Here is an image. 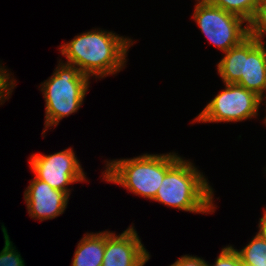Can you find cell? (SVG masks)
Wrapping results in <instances>:
<instances>
[{
  "label": "cell",
  "mask_w": 266,
  "mask_h": 266,
  "mask_svg": "<svg viewBox=\"0 0 266 266\" xmlns=\"http://www.w3.org/2000/svg\"><path fill=\"white\" fill-rule=\"evenodd\" d=\"M212 5L243 18L248 23L261 0H208Z\"/></svg>",
  "instance_id": "cell-13"
},
{
  "label": "cell",
  "mask_w": 266,
  "mask_h": 266,
  "mask_svg": "<svg viewBox=\"0 0 266 266\" xmlns=\"http://www.w3.org/2000/svg\"><path fill=\"white\" fill-rule=\"evenodd\" d=\"M239 253L243 265H266V241L258 234Z\"/></svg>",
  "instance_id": "cell-14"
},
{
  "label": "cell",
  "mask_w": 266,
  "mask_h": 266,
  "mask_svg": "<svg viewBox=\"0 0 266 266\" xmlns=\"http://www.w3.org/2000/svg\"><path fill=\"white\" fill-rule=\"evenodd\" d=\"M69 195L53 189L49 184L36 177L24 192V200L29 216L41 221L54 219L64 213Z\"/></svg>",
  "instance_id": "cell-9"
},
{
  "label": "cell",
  "mask_w": 266,
  "mask_h": 266,
  "mask_svg": "<svg viewBox=\"0 0 266 266\" xmlns=\"http://www.w3.org/2000/svg\"><path fill=\"white\" fill-rule=\"evenodd\" d=\"M105 250V231L87 233L79 241L72 266H101Z\"/></svg>",
  "instance_id": "cell-11"
},
{
  "label": "cell",
  "mask_w": 266,
  "mask_h": 266,
  "mask_svg": "<svg viewBox=\"0 0 266 266\" xmlns=\"http://www.w3.org/2000/svg\"><path fill=\"white\" fill-rule=\"evenodd\" d=\"M208 266H244L239 253L233 246H226L222 248L221 253L217 257L215 264Z\"/></svg>",
  "instance_id": "cell-17"
},
{
  "label": "cell",
  "mask_w": 266,
  "mask_h": 266,
  "mask_svg": "<svg viewBox=\"0 0 266 266\" xmlns=\"http://www.w3.org/2000/svg\"><path fill=\"white\" fill-rule=\"evenodd\" d=\"M179 158V155L172 152L110 160L102 173L103 180L121 185L133 194L154 200L167 170Z\"/></svg>",
  "instance_id": "cell-3"
},
{
  "label": "cell",
  "mask_w": 266,
  "mask_h": 266,
  "mask_svg": "<svg viewBox=\"0 0 266 266\" xmlns=\"http://www.w3.org/2000/svg\"><path fill=\"white\" fill-rule=\"evenodd\" d=\"M244 266H266V265H244Z\"/></svg>",
  "instance_id": "cell-22"
},
{
  "label": "cell",
  "mask_w": 266,
  "mask_h": 266,
  "mask_svg": "<svg viewBox=\"0 0 266 266\" xmlns=\"http://www.w3.org/2000/svg\"><path fill=\"white\" fill-rule=\"evenodd\" d=\"M265 96V99L264 100H266V95H263V97ZM265 103H266V101H265ZM266 105V104H265ZM264 123H265V125H266V116H265V119H264Z\"/></svg>",
  "instance_id": "cell-21"
},
{
  "label": "cell",
  "mask_w": 266,
  "mask_h": 266,
  "mask_svg": "<svg viewBox=\"0 0 266 266\" xmlns=\"http://www.w3.org/2000/svg\"><path fill=\"white\" fill-rule=\"evenodd\" d=\"M131 45L133 41L129 38L95 29L77 35L59 49L66 63L74 65L82 74L104 78L117 74L125 66Z\"/></svg>",
  "instance_id": "cell-1"
},
{
  "label": "cell",
  "mask_w": 266,
  "mask_h": 266,
  "mask_svg": "<svg viewBox=\"0 0 266 266\" xmlns=\"http://www.w3.org/2000/svg\"><path fill=\"white\" fill-rule=\"evenodd\" d=\"M170 266H208L204 259L196 256L184 255L177 259Z\"/></svg>",
  "instance_id": "cell-19"
},
{
  "label": "cell",
  "mask_w": 266,
  "mask_h": 266,
  "mask_svg": "<svg viewBox=\"0 0 266 266\" xmlns=\"http://www.w3.org/2000/svg\"><path fill=\"white\" fill-rule=\"evenodd\" d=\"M30 168L35 177L70 196L68 185L85 180L84 171L72 148L51 155L32 154Z\"/></svg>",
  "instance_id": "cell-7"
},
{
  "label": "cell",
  "mask_w": 266,
  "mask_h": 266,
  "mask_svg": "<svg viewBox=\"0 0 266 266\" xmlns=\"http://www.w3.org/2000/svg\"><path fill=\"white\" fill-rule=\"evenodd\" d=\"M213 192L203 173L180 157L167 170L154 201L187 212L208 214L215 210Z\"/></svg>",
  "instance_id": "cell-2"
},
{
  "label": "cell",
  "mask_w": 266,
  "mask_h": 266,
  "mask_svg": "<svg viewBox=\"0 0 266 266\" xmlns=\"http://www.w3.org/2000/svg\"><path fill=\"white\" fill-rule=\"evenodd\" d=\"M237 84L256 93L263 102V94L266 92L265 41L249 36L243 40L242 77Z\"/></svg>",
  "instance_id": "cell-10"
},
{
  "label": "cell",
  "mask_w": 266,
  "mask_h": 266,
  "mask_svg": "<svg viewBox=\"0 0 266 266\" xmlns=\"http://www.w3.org/2000/svg\"><path fill=\"white\" fill-rule=\"evenodd\" d=\"M248 24V36L263 42L266 34V0H261Z\"/></svg>",
  "instance_id": "cell-15"
},
{
  "label": "cell",
  "mask_w": 266,
  "mask_h": 266,
  "mask_svg": "<svg viewBox=\"0 0 266 266\" xmlns=\"http://www.w3.org/2000/svg\"><path fill=\"white\" fill-rule=\"evenodd\" d=\"M243 41L225 52L217 64V71L224 84H236L242 77Z\"/></svg>",
  "instance_id": "cell-12"
},
{
  "label": "cell",
  "mask_w": 266,
  "mask_h": 266,
  "mask_svg": "<svg viewBox=\"0 0 266 266\" xmlns=\"http://www.w3.org/2000/svg\"><path fill=\"white\" fill-rule=\"evenodd\" d=\"M89 77L74 65L59 61L55 72L41 83L45 98V134L47 128L57 126L61 119L68 117L83 105L89 88Z\"/></svg>",
  "instance_id": "cell-4"
},
{
  "label": "cell",
  "mask_w": 266,
  "mask_h": 266,
  "mask_svg": "<svg viewBox=\"0 0 266 266\" xmlns=\"http://www.w3.org/2000/svg\"><path fill=\"white\" fill-rule=\"evenodd\" d=\"M193 122H242L258 116L262 98L239 84H225Z\"/></svg>",
  "instance_id": "cell-6"
},
{
  "label": "cell",
  "mask_w": 266,
  "mask_h": 266,
  "mask_svg": "<svg viewBox=\"0 0 266 266\" xmlns=\"http://www.w3.org/2000/svg\"><path fill=\"white\" fill-rule=\"evenodd\" d=\"M198 1L193 18L202 34L222 52L239 45L248 37V24L243 18L212 5L208 0Z\"/></svg>",
  "instance_id": "cell-5"
},
{
  "label": "cell",
  "mask_w": 266,
  "mask_h": 266,
  "mask_svg": "<svg viewBox=\"0 0 266 266\" xmlns=\"http://www.w3.org/2000/svg\"><path fill=\"white\" fill-rule=\"evenodd\" d=\"M2 227V232L5 240V245L0 252V266H25L24 260L21 255L15 250V246L10 240L7 229L4 225Z\"/></svg>",
  "instance_id": "cell-16"
},
{
  "label": "cell",
  "mask_w": 266,
  "mask_h": 266,
  "mask_svg": "<svg viewBox=\"0 0 266 266\" xmlns=\"http://www.w3.org/2000/svg\"><path fill=\"white\" fill-rule=\"evenodd\" d=\"M15 80L12 78L10 80V73L3 66H0V103L2 104L5 100L9 99L8 96L11 95L12 89L15 87Z\"/></svg>",
  "instance_id": "cell-18"
},
{
  "label": "cell",
  "mask_w": 266,
  "mask_h": 266,
  "mask_svg": "<svg viewBox=\"0 0 266 266\" xmlns=\"http://www.w3.org/2000/svg\"><path fill=\"white\" fill-rule=\"evenodd\" d=\"M150 254L133 226L118 236L105 231V250L101 266H144Z\"/></svg>",
  "instance_id": "cell-8"
},
{
  "label": "cell",
  "mask_w": 266,
  "mask_h": 266,
  "mask_svg": "<svg viewBox=\"0 0 266 266\" xmlns=\"http://www.w3.org/2000/svg\"><path fill=\"white\" fill-rule=\"evenodd\" d=\"M263 212L264 214L262 218H260L259 225H258L259 231L257 234L266 241V209Z\"/></svg>",
  "instance_id": "cell-20"
}]
</instances>
